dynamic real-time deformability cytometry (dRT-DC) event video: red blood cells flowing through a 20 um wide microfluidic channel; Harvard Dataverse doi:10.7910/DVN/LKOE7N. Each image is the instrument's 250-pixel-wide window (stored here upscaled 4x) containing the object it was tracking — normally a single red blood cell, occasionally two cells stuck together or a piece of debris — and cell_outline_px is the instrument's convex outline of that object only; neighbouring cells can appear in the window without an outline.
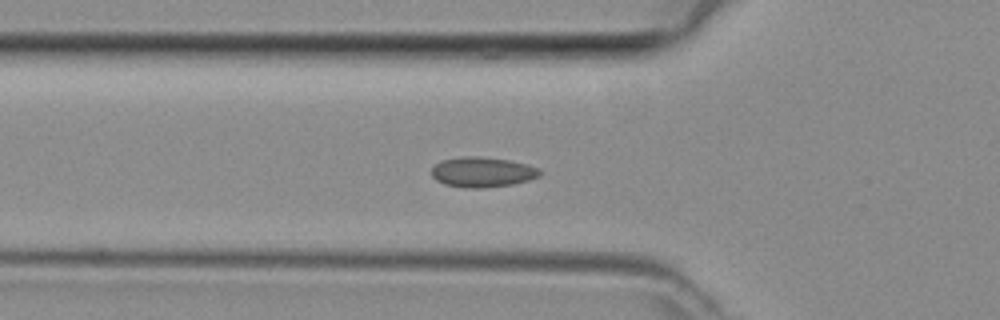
{"species": "common noctule bat (a hibernating species)", "species_latin": "Nyctalus noctula", "temperature_condition": "room temperature", "stored_images_in_passage": 47, "camera_frame_rate_fps": 3000, "um_per_image_px": 0.085, "animal": {"sex": "female", "body_mass_g": 29.2, "forearm_length_mm": 56.3}, "frame": {"image": 1, "passage_image": 15, "time_ms": 4.667, "image_size_px": [1000, 320], "cell_outline_px": [[544, 172], [540, 176], [528, 180], [512, 184], [484, 188], [464, 188], [444, 184], [436, 180], [432, 176], [432, 168], [440, 160], [460, 156], [480, 156], [508, 160], [528, 164], [540, 168]], "centroid_in_image_um": [41.02, 14.62], "position_along_channel_um": 84.8, "area_um2": 19.31}}
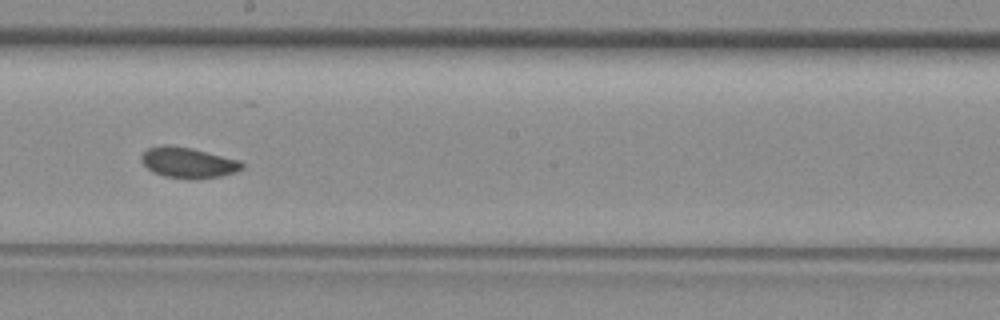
{"frame": {"image": 2, "passage_image": 25, "time_ms": 8.0, "image_size_px": [1000, 320], "cell_outline_px": [[244, 168], [236, 172], [220, 176], [164, 176], [152, 172], [140, 160], [140, 156], [148, 148], [164, 144], [192, 148], [240, 160], [244, 164]], "centroid_in_image_um": [15.98, 13.77], "position_along_channel_um": 232.2, "area_um2": 17.34}}
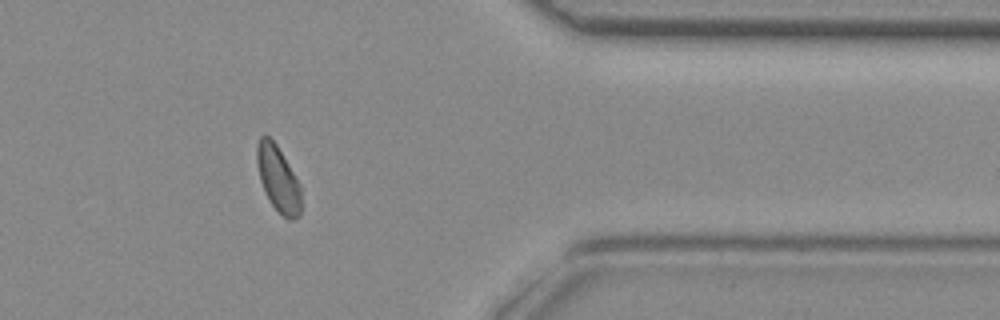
{"frame": {"image": 3, "passage_image": 37, "time_ms": 12.0, "image_size_px": [1000, 320], "cell_outline_px": [[300, 216], [292, 220], [288, 220], [268, 200], [260, 180], [256, 164], [256, 148], [260, 136], [268, 136], [276, 144], [300, 184]], "centroid_in_image_um": [23.62, 15.2], "position_along_channel_um": 387.8, "area_um2": 16.76}}